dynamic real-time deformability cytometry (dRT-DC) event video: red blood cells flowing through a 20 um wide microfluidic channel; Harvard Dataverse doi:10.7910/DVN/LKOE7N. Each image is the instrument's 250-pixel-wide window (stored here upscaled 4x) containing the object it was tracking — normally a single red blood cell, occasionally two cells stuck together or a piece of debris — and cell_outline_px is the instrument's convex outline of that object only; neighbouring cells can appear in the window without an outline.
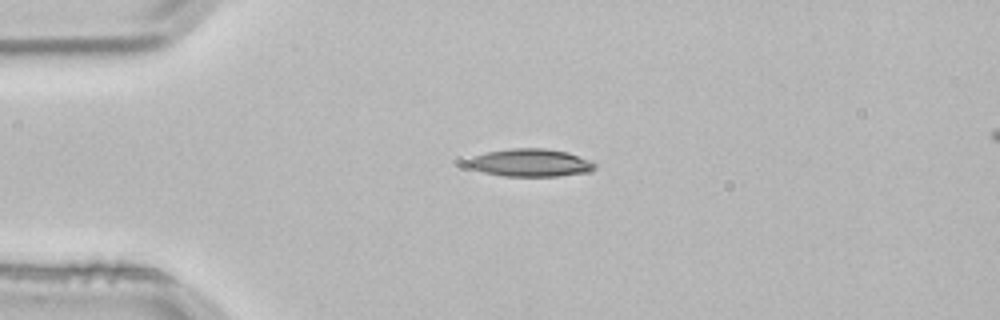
{"species": "common noctule bat (a hibernating species)", "species_latin": "Nyctalus noctula", "temperature_condition": "room temperature", "stored_images_in_passage": 2, "camera_frame_rate_fps": 3000, "um_per_image_px": 0.085, "animal": {"sex": "male", "body_mass_g": 21.5, "forearm_length_mm": 52.0}, "frame": {"image": 1, "passage_image": 1, "time_ms": 0.0, "image_size_px": [1000, 320], "cell_outline_px": [[596, 168], [588, 172], [556, 176], [504, 176], [484, 172], [472, 168], [468, 164], [468, 160], [472, 156], [488, 152], [512, 148], [544, 148], [568, 152], [592, 160], [596, 164]], "centroid_in_image_um": [45.13, 13.83], "position_along_channel_um": 39.9, "area_um2": 20.52}}